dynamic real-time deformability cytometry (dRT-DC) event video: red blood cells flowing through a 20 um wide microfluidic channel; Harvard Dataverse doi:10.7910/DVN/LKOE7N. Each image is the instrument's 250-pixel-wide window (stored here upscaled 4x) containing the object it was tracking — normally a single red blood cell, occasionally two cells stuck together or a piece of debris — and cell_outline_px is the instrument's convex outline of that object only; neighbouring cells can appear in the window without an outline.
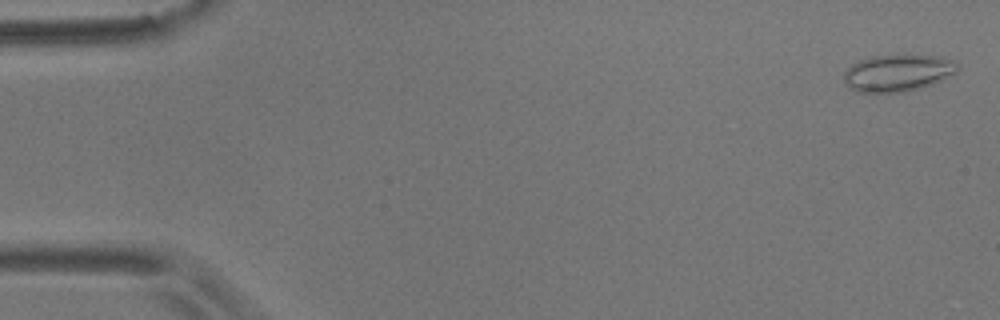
{"species": "common noctule bat (a hibernating species)", "species_latin": "Nyctalus noctula", "temperature_condition": "room temperature", "stored_images_in_passage": 58, "camera_frame_rate_fps": 3000, "um_per_image_px": 0.085, "animal": {"sex": "male", "body_mass_g": 17.9}, "frame": {"image": 1, "passage_image": 2, "time_ms": 0.333, "image_size_px": [1000, 320], "cell_outline_px": [[960, 68], [956, 72], [932, 84], [920, 88], [904, 92], [860, 92], [852, 88], [844, 80], [844, 72], [852, 64], [868, 56], [940, 56], [956, 60], [960, 64]], "centroid_in_image_um": [76.36, 6.19], "position_along_channel_um": 8.6, "area_um2": 24.22}}
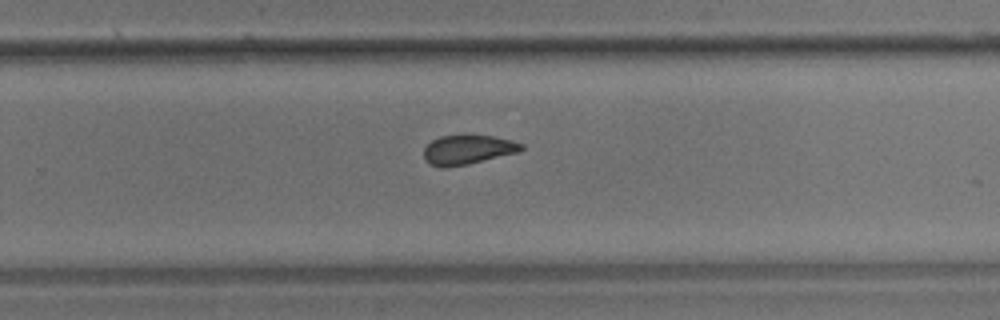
{"frame": {"image": 2, "passage_image": 38, "time_ms": 12.333, "image_size_px": [1000, 320], "cell_outline_px": [[524, 148], [520, 152], [468, 164], [444, 168], [440, 168], [428, 164], [424, 160], [424, 148], [432, 140], [440, 136], [492, 136], [512, 140], [524, 144]], "centroid_in_image_um": [39.76, 12.74], "position_along_channel_um": 290.0, "area_um2": 16.76}}
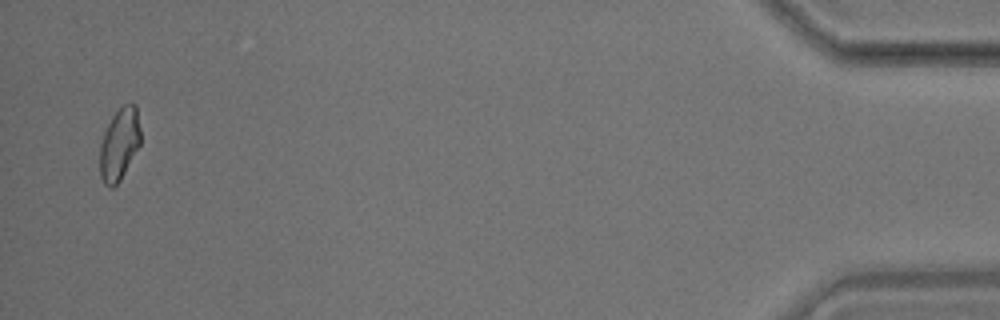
{"frame": {"image": 3, "passage_image": 57, "time_ms": 18.667, "image_size_px": [1000, 320], "cell_outline_px": [[140, 144], [120, 180], [112, 188], [108, 188], [104, 184], [100, 176], [100, 144], [104, 132], [112, 116], [124, 104], [136, 104], [140, 128]], "centroid_in_image_um": [10.14, 12.27], "position_along_channel_um": 425.1, "area_um2": 16.99}, "authors_computed_cell_mechanics": {"area_um2": 17.629, "velocity_mm_per_s": 3.4568, "shape_relaxation_time_tau1_ms": 5.0272, "shape_relaxation_time_tau2_ms": 1.7878, "deformation_change_tau1": 0.1044, "deformation_change_tau2": 0.0583}}